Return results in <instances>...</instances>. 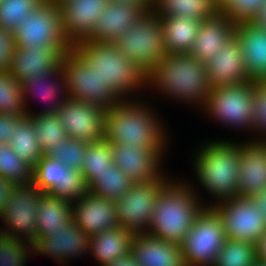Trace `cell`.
<instances>
[{"label":"cell","instance_id":"4","mask_svg":"<svg viewBox=\"0 0 266 266\" xmlns=\"http://www.w3.org/2000/svg\"><path fill=\"white\" fill-rule=\"evenodd\" d=\"M205 143L197 148L192 165L195 166L193 170L197 174L198 183L207 193L214 196L212 199L216 201L214 204L203 203V206L212 207L239 196L240 144L221 139Z\"/></svg>","mask_w":266,"mask_h":266},{"label":"cell","instance_id":"30","mask_svg":"<svg viewBox=\"0 0 266 266\" xmlns=\"http://www.w3.org/2000/svg\"><path fill=\"white\" fill-rule=\"evenodd\" d=\"M166 54L190 53L201 21L190 18H160Z\"/></svg>","mask_w":266,"mask_h":266},{"label":"cell","instance_id":"27","mask_svg":"<svg viewBox=\"0 0 266 266\" xmlns=\"http://www.w3.org/2000/svg\"><path fill=\"white\" fill-rule=\"evenodd\" d=\"M131 254L139 266H186L180 244L146 232L134 235Z\"/></svg>","mask_w":266,"mask_h":266},{"label":"cell","instance_id":"9","mask_svg":"<svg viewBox=\"0 0 266 266\" xmlns=\"http://www.w3.org/2000/svg\"><path fill=\"white\" fill-rule=\"evenodd\" d=\"M245 81L241 84L212 88L202 107L209 117L224 126L251 131L253 116V85Z\"/></svg>","mask_w":266,"mask_h":266},{"label":"cell","instance_id":"10","mask_svg":"<svg viewBox=\"0 0 266 266\" xmlns=\"http://www.w3.org/2000/svg\"><path fill=\"white\" fill-rule=\"evenodd\" d=\"M14 45L19 48L29 46H51L54 49H70L62 28V13L59 4L43 1L29 13L25 21L16 26L12 33Z\"/></svg>","mask_w":266,"mask_h":266},{"label":"cell","instance_id":"35","mask_svg":"<svg viewBox=\"0 0 266 266\" xmlns=\"http://www.w3.org/2000/svg\"><path fill=\"white\" fill-rule=\"evenodd\" d=\"M35 126L38 145L44 154H48L67 136L57 114L30 115Z\"/></svg>","mask_w":266,"mask_h":266},{"label":"cell","instance_id":"36","mask_svg":"<svg viewBox=\"0 0 266 266\" xmlns=\"http://www.w3.org/2000/svg\"><path fill=\"white\" fill-rule=\"evenodd\" d=\"M33 168L14 153L6 144L0 143V176L16 185L32 184Z\"/></svg>","mask_w":266,"mask_h":266},{"label":"cell","instance_id":"43","mask_svg":"<svg viewBox=\"0 0 266 266\" xmlns=\"http://www.w3.org/2000/svg\"><path fill=\"white\" fill-rule=\"evenodd\" d=\"M266 0H226L219 11L236 22L252 21Z\"/></svg>","mask_w":266,"mask_h":266},{"label":"cell","instance_id":"41","mask_svg":"<svg viewBox=\"0 0 266 266\" xmlns=\"http://www.w3.org/2000/svg\"><path fill=\"white\" fill-rule=\"evenodd\" d=\"M89 143L66 136L47 156L63 163L65 166L80 171L86 146Z\"/></svg>","mask_w":266,"mask_h":266},{"label":"cell","instance_id":"16","mask_svg":"<svg viewBox=\"0 0 266 266\" xmlns=\"http://www.w3.org/2000/svg\"><path fill=\"white\" fill-rule=\"evenodd\" d=\"M110 144L115 166L134 183L153 181L163 173L161 164H163L164 153L159 148Z\"/></svg>","mask_w":266,"mask_h":266},{"label":"cell","instance_id":"37","mask_svg":"<svg viewBox=\"0 0 266 266\" xmlns=\"http://www.w3.org/2000/svg\"><path fill=\"white\" fill-rule=\"evenodd\" d=\"M256 260L255 243L226 238L212 266H252Z\"/></svg>","mask_w":266,"mask_h":266},{"label":"cell","instance_id":"19","mask_svg":"<svg viewBox=\"0 0 266 266\" xmlns=\"http://www.w3.org/2000/svg\"><path fill=\"white\" fill-rule=\"evenodd\" d=\"M72 220L89 237L120 227L114 200L89 192L72 202Z\"/></svg>","mask_w":266,"mask_h":266},{"label":"cell","instance_id":"18","mask_svg":"<svg viewBox=\"0 0 266 266\" xmlns=\"http://www.w3.org/2000/svg\"><path fill=\"white\" fill-rule=\"evenodd\" d=\"M109 0H63L59 3L62 13V28L67 42L73 47L87 40Z\"/></svg>","mask_w":266,"mask_h":266},{"label":"cell","instance_id":"20","mask_svg":"<svg viewBox=\"0 0 266 266\" xmlns=\"http://www.w3.org/2000/svg\"><path fill=\"white\" fill-rule=\"evenodd\" d=\"M68 50L54 49L51 46L15 47L9 73L20 84L24 83L32 74L34 77L50 74L60 67L62 55Z\"/></svg>","mask_w":266,"mask_h":266},{"label":"cell","instance_id":"3","mask_svg":"<svg viewBox=\"0 0 266 266\" xmlns=\"http://www.w3.org/2000/svg\"><path fill=\"white\" fill-rule=\"evenodd\" d=\"M171 179L156 200L151 225L146 233L181 244L204 206L191 183Z\"/></svg>","mask_w":266,"mask_h":266},{"label":"cell","instance_id":"24","mask_svg":"<svg viewBox=\"0 0 266 266\" xmlns=\"http://www.w3.org/2000/svg\"><path fill=\"white\" fill-rule=\"evenodd\" d=\"M147 12L142 6L109 1L106 10L97 17L90 41L113 42Z\"/></svg>","mask_w":266,"mask_h":266},{"label":"cell","instance_id":"5","mask_svg":"<svg viewBox=\"0 0 266 266\" xmlns=\"http://www.w3.org/2000/svg\"><path fill=\"white\" fill-rule=\"evenodd\" d=\"M73 48L123 100L129 99L128 95L133 96L139 89V92L142 88L147 89V75L124 56L113 42L84 40Z\"/></svg>","mask_w":266,"mask_h":266},{"label":"cell","instance_id":"48","mask_svg":"<svg viewBox=\"0 0 266 266\" xmlns=\"http://www.w3.org/2000/svg\"><path fill=\"white\" fill-rule=\"evenodd\" d=\"M255 205L262 211L266 221V190H263L252 196Z\"/></svg>","mask_w":266,"mask_h":266},{"label":"cell","instance_id":"13","mask_svg":"<svg viewBox=\"0 0 266 266\" xmlns=\"http://www.w3.org/2000/svg\"><path fill=\"white\" fill-rule=\"evenodd\" d=\"M32 185L42 193L75 202L88 192V186L80 171L42 155L33 167Z\"/></svg>","mask_w":266,"mask_h":266},{"label":"cell","instance_id":"14","mask_svg":"<svg viewBox=\"0 0 266 266\" xmlns=\"http://www.w3.org/2000/svg\"><path fill=\"white\" fill-rule=\"evenodd\" d=\"M41 194L32 184L16 185L0 212V218L7 226L0 231L31 243L37 237V208Z\"/></svg>","mask_w":266,"mask_h":266},{"label":"cell","instance_id":"23","mask_svg":"<svg viewBox=\"0 0 266 266\" xmlns=\"http://www.w3.org/2000/svg\"><path fill=\"white\" fill-rule=\"evenodd\" d=\"M236 24L234 19L220 11L209 19L201 21L190 54L206 64L235 36Z\"/></svg>","mask_w":266,"mask_h":266},{"label":"cell","instance_id":"45","mask_svg":"<svg viewBox=\"0 0 266 266\" xmlns=\"http://www.w3.org/2000/svg\"><path fill=\"white\" fill-rule=\"evenodd\" d=\"M24 116L0 113V143H8L14 135L15 124Z\"/></svg>","mask_w":266,"mask_h":266},{"label":"cell","instance_id":"25","mask_svg":"<svg viewBox=\"0 0 266 266\" xmlns=\"http://www.w3.org/2000/svg\"><path fill=\"white\" fill-rule=\"evenodd\" d=\"M244 57L245 69L252 82L266 81V29L252 21L236 24V33Z\"/></svg>","mask_w":266,"mask_h":266},{"label":"cell","instance_id":"40","mask_svg":"<svg viewBox=\"0 0 266 266\" xmlns=\"http://www.w3.org/2000/svg\"><path fill=\"white\" fill-rule=\"evenodd\" d=\"M30 252V242L0 231V266H25Z\"/></svg>","mask_w":266,"mask_h":266},{"label":"cell","instance_id":"21","mask_svg":"<svg viewBox=\"0 0 266 266\" xmlns=\"http://www.w3.org/2000/svg\"><path fill=\"white\" fill-rule=\"evenodd\" d=\"M206 70L212 88L250 81L236 35L206 63Z\"/></svg>","mask_w":266,"mask_h":266},{"label":"cell","instance_id":"32","mask_svg":"<svg viewBox=\"0 0 266 266\" xmlns=\"http://www.w3.org/2000/svg\"><path fill=\"white\" fill-rule=\"evenodd\" d=\"M20 159L32 168L44 153L41 151L35 135V126L31 116L22 117L14 128V135L7 143Z\"/></svg>","mask_w":266,"mask_h":266},{"label":"cell","instance_id":"28","mask_svg":"<svg viewBox=\"0 0 266 266\" xmlns=\"http://www.w3.org/2000/svg\"><path fill=\"white\" fill-rule=\"evenodd\" d=\"M134 235L121 227L93 235L90 237L89 254H92V258L101 266L110 265L131 253Z\"/></svg>","mask_w":266,"mask_h":266},{"label":"cell","instance_id":"12","mask_svg":"<svg viewBox=\"0 0 266 266\" xmlns=\"http://www.w3.org/2000/svg\"><path fill=\"white\" fill-rule=\"evenodd\" d=\"M212 208L221 217L228 239L256 243L266 232L265 217L252 197L235 196Z\"/></svg>","mask_w":266,"mask_h":266},{"label":"cell","instance_id":"42","mask_svg":"<svg viewBox=\"0 0 266 266\" xmlns=\"http://www.w3.org/2000/svg\"><path fill=\"white\" fill-rule=\"evenodd\" d=\"M253 91V116L251 132L255 131L257 139L252 141H264L266 140V82H255L252 88ZM261 133V134H260ZM265 138V139H264Z\"/></svg>","mask_w":266,"mask_h":266},{"label":"cell","instance_id":"11","mask_svg":"<svg viewBox=\"0 0 266 266\" xmlns=\"http://www.w3.org/2000/svg\"><path fill=\"white\" fill-rule=\"evenodd\" d=\"M170 181L162 173L153 181L134 183L122 197L114 201L119 226L134 234L146 232L151 225L156 200Z\"/></svg>","mask_w":266,"mask_h":266},{"label":"cell","instance_id":"15","mask_svg":"<svg viewBox=\"0 0 266 266\" xmlns=\"http://www.w3.org/2000/svg\"><path fill=\"white\" fill-rule=\"evenodd\" d=\"M105 111L101 106L68 97L57 115L67 136L94 143L103 140Z\"/></svg>","mask_w":266,"mask_h":266},{"label":"cell","instance_id":"53","mask_svg":"<svg viewBox=\"0 0 266 266\" xmlns=\"http://www.w3.org/2000/svg\"><path fill=\"white\" fill-rule=\"evenodd\" d=\"M46 2H50V3H54V4H59L61 3L63 0H44Z\"/></svg>","mask_w":266,"mask_h":266},{"label":"cell","instance_id":"49","mask_svg":"<svg viewBox=\"0 0 266 266\" xmlns=\"http://www.w3.org/2000/svg\"><path fill=\"white\" fill-rule=\"evenodd\" d=\"M107 266H139L134 259V256L130 253L129 255L119 258Z\"/></svg>","mask_w":266,"mask_h":266},{"label":"cell","instance_id":"50","mask_svg":"<svg viewBox=\"0 0 266 266\" xmlns=\"http://www.w3.org/2000/svg\"><path fill=\"white\" fill-rule=\"evenodd\" d=\"M252 22L262 29H266V3L258 11Z\"/></svg>","mask_w":266,"mask_h":266},{"label":"cell","instance_id":"26","mask_svg":"<svg viewBox=\"0 0 266 266\" xmlns=\"http://www.w3.org/2000/svg\"><path fill=\"white\" fill-rule=\"evenodd\" d=\"M21 85H22L23 102L28 116L37 115V114L39 115L57 114L60 106L68 98L65 77L60 67L56 71L50 74H46L44 76L34 77L32 74ZM59 93H61V95ZM30 94L35 95L37 99L38 98L41 99V102L42 100L44 102L47 101V107L49 108H46L45 106V109L40 110V112L38 113L30 111V109L26 107L27 104L29 103L28 98Z\"/></svg>","mask_w":266,"mask_h":266},{"label":"cell","instance_id":"7","mask_svg":"<svg viewBox=\"0 0 266 266\" xmlns=\"http://www.w3.org/2000/svg\"><path fill=\"white\" fill-rule=\"evenodd\" d=\"M60 68L69 98L101 106L105 110L123 100L73 47L62 55Z\"/></svg>","mask_w":266,"mask_h":266},{"label":"cell","instance_id":"51","mask_svg":"<svg viewBox=\"0 0 266 266\" xmlns=\"http://www.w3.org/2000/svg\"><path fill=\"white\" fill-rule=\"evenodd\" d=\"M113 2H127L134 5L142 6L147 11H152L153 0H109Z\"/></svg>","mask_w":266,"mask_h":266},{"label":"cell","instance_id":"22","mask_svg":"<svg viewBox=\"0 0 266 266\" xmlns=\"http://www.w3.org/2000/svg\"><path fill=\"white\" fill-rule=\"evenodd\" d=\"M239 159V196L252 197L266 190V143H240Z\"/></svg>","mask_w":266,"mask_h":266},{"label":"cell","instance_id":"52","mask_svg":"<svg viewBox=\"0 0 266 266\" xmlns=\"http://www.w3.org/2000/svg\"><path fill=\"white\" fill-rule=\"evenodd\" d=\"M252 266H266V261L257 259Z\"/></svg>","mask_w":266,"mask_h":266},{"label":"cell","instance_id":"44","mask_svg":"<svg viewBox=\"0 0 266 266\" xmlns=\"http://www.w3.org/2000/svg\"><path fill=\"white\" fill-rule=\"evenodd\" d=\"M14 48L12 33L0 27V71L9 72Z\"/></svg>","mask_w":266,"mask_h":266},{"label":"cell","instance_id":"29","mask_svg":"<svg viewBox=\"0 0 266 266\" xmlns=\"http://www.w3.org/2000/svg\"><path fill=\"white\" fill-rule=\"evenodd\" d=\"M37 236H50L72 220V203L50 194L42 193L37 208Z\"/></svg>","mask_w":266,"mask_h":266},{"label":"cell","instance_id":"39","mask_svg":"<svg viewBox=\"0 0 266 266\" xmlns=\"http://www.w3.org/2000/svg\"><path fill=\"white\" fill-rule=\"evenodd\" d=\"M44 0H1L0 27L13 33L16 26L22 24Z\"/></svg>","mask_w":266,"mask_h":266},{"label":"cell","instance_id":"17","mask_svg":"<svg viewBox=\"0 0 266 266\" xmlns=\"http://www.w3.org/2000/svg\"><path fill=\"white\" fill-rule=\"evenodd\" d=\"M89 245L90 237L73 221L52 232L50 236H37L31 242L34 255L39 253L52 257L60 264H66L72 257L79 258L78 256L88 254Z\"/></svg>","mask_w":266,"mask_h":266},{"label":"cell","instance_id":"46","mask_svg":"<svg viewBox=\"0 0 266 266\" xmlns=\"http://www.w3.org/2000/svg\"><path fill=\"white\" fill-rule=\"evenodd\" d=\"M15 186L16 184H14L11 180L4 179L0 176V212L2 211Z\"/></svg>","mask_w":266,"mask_h":266},{"label":"cell","instance_id":"33","mask_svg":"<svg viewBox=\"0 0 266 266\" xmlns=\"http://www.w3.org/2000/svg\"><path fill=\"white\" fill-rule=\"evenodd\" d=\"M133 184L134 182L113 163L107 171L98 174L97 178L88 185V192L115 201Z\"/></svg>","mask_w":266,"mask_h":266},{"label":"cell","instance_id":"38","mask_svg":"<svg viewBox=\"0 0 266 266\" xmlns=\"http://www.w3.org/2000/svg\"><path fill=\"white\" fill-rule=\"evenodd\" d=\"M0 113L27 116L22 85L9 72L0 71Z\"/></svg>","mask_w":266,"mask_h":266},{"label":"cell","instance_id":"6","mask_svg":"<svg viewBox=\"0 0 266 266\" xmlns=\"http://www.w3.org/2000/svg\"><path fill=\"white\" fill-rule=\"evenodd\" d=\"M113 43L146 75L167 55L161 20L153 11H147Z\"/></svg>","mask_w":266,"mask_h":266},{"label":"cell","instance_id":"1","mask_svg":"<svg viewBox=\"0 0 266 266\" xmlns=\"http://www.w3.org/2000/svg\"><path fill=\"white\" fill-rule=\"evenodd\" d=\"M134 100H121L105 111L103 139L123 146L159 148L163 153L167 152L168 132L163 121L161 123L151 106Z\"/></svg>","mask_w":266,"mask_h":266},{"label":"cell","instance_id":"8","mask_svg":"<svg viewBox=\"0 0 266 266\" xmlns=\"http://www.w3.org/2000/svg\"><path fill=\"white\" fill-rule=\"evenodd\" d=\"M225 240L221 217L212 207H204L180 244L185 265L212 266Z\"/></svg>","mask_w":266,"mask_h":266},{"label":"cell","instance_id":"34","mask_svg":"<svg viewBox=\"0 0 266 266\" xmlns=\"http://www.w3.org/2000/svg\"><path fill=\"white\" fill-rule=\"evenodd\" d=\"M113 163L112 148L108 141L103 139L99 142L89 143L86 146L80 170L87 186L97 178L98 174L107 171Z\"/></svg>","mask_w":266,"mask_h":266},{"label":"cell","instance_id":"54","mask_svg":"<svg viewBox=\"0 0 266 266\" xmlns=\"http://www.w3.org/2000/svg\"><path fill=\"white\" fill-rule=\"evenodd\" d=\"M214 1L220 7L226 0H214Z\"/></svg>","mask_w":266,"mask_h":266},{"label":"cell","instance_id":"47","mask_svg":"<svg viewBox=\"0 0 266 266\" xmlns=\"http://www.w3.org/2000/svg\"><path fill=\"white\" fill-rule=\"evenodd\" d=\"M256 257L258 260L266 261V232L256 243Z\"/></svg>","mask_w":266,"mask_h":266},{"label":"cell","instance_id":"2","mask_svg":"<svg viewBox=\"0 0 266 266\" xmlns=\"http://www.w3.org/2000/svg\"><path fill=\"white\" fill-rule=\"evenodd\" d=\"M151 85V88H150ZM158 89L180 102L199 106L207 101L212 86L209 82L206 64L190 53L167 54L147 74V88Z\"/></svg>","mask_w":266,"mask_h":266},{"label":"cell","instance_id":"31","mask_svg":"<svg viewBox=\"0 0 266 266\" xmlns=\"http://www.w3.org/2000/svg\"><path fill=\"white\" fill-rule=\"evenodd\" d=\"M152 11L160 18L181 17L204 21L219 11L214 0H153Z\"/></svg>","mask_w":266,"mask_h":266}]
</instances>
